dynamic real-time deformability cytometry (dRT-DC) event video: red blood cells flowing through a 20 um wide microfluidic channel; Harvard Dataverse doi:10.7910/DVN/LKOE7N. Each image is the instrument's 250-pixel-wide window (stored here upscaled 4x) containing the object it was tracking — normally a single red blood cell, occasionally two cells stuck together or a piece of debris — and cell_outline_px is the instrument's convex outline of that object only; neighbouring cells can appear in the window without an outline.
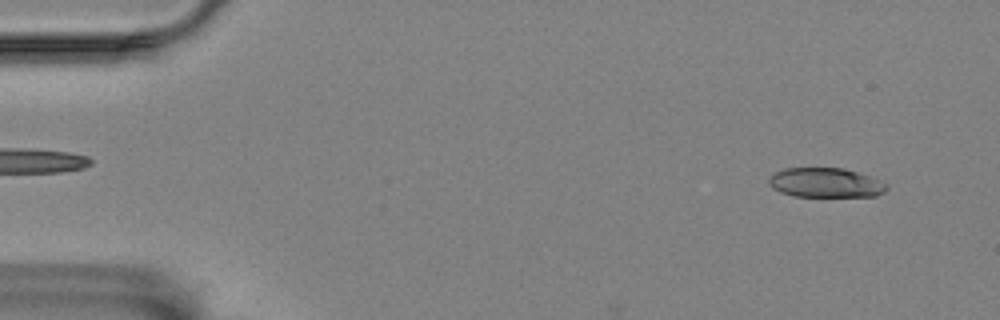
{"species": "Egyptian fruit bat (a non-hibernating species)", "species_latin": "Rousettus aegyptiacus", "temperature_condition": "room temperature", "stored_images_in_passage": 7, "camera_frame_rate_fps": 3000, "um_per_image_px": 0.085, "animal": {"sex": "female"}, "frame": {"image": 1, "passage_image": 4, "time_ms": 1.0, "image_size_px": [1000, 320], "cell_outline_px": [[888, 188], [884, 192], [876, 196], [792, 196], [780, 192], [772, 188], [768, 180], [776, 172], [784, 168], [844, 168], [868, 176], [884, 184]], "centroid_in_image_um": [70.13, 15.53], "position_along_channel_um": 14.9, "area_um2": 19.94}}